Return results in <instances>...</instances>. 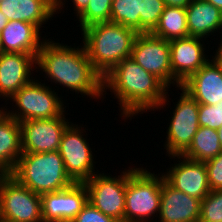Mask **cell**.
Returning a JSON list of instances; mask_svg holds the SVG:
<instances>
[{
    "instance_id": "6da1fadb",
    "label": "cell",
    "mask_w": 222,
    "mask_h": 222,
    "mask_svg": "<svg viewBox=\"0 0 222 222\" xmlns=\"http://www.w3.org/2000/svg\"><path fill=\"white\" fill-rule=\"evenodd\" d=\"M102 90L103 99L106 90H110L118 99L120 116L124 120H131L138 113H147L148 110H161L168 105V92L171 91L159 78L131 58L122 60L103 76Z\"/></svg>"
},
{
    "instance_id": "7a4b0ae2",
    "label": "cell",
    "mask_w": 222,
    "mask_h": 222,
    "mask_svg": "<svg viewBox=\"0 0 222 222\" xmlns=\"http://www.w3.org/2000/svg\"><path fill=\"white\" fill-rule=\"evenodd\" d=\"M46 38L36 55L35 68L51 83L66 87L90 99L103 98V77L93 68L85 47L67 45ZM81 47V48H79ZM59 83V84H58Z\"/></svg>"
},
{
    "instance_id": "3957f363",
    "label": "cell",
    "mask_w": 222,
    "mask_h": 222,
    "mask_svg": "<svg viewBox=\"0 0 222 222\" xmlns=\"http://www.w3.org/2000/svg\"><path fill=\"white\" fill-rule=\"evenodd\" d=\"M81 33L88 58L102 77L119 62L130 58L138 34L129 27L110 21L88 26Z\"/></svg>"
},
{
    "instance_id": "277c9868",
    "label": "cell",
    "mask_w": 222,
    "mask_h": 222,
    "mask_svg": "<svg viewBox=\"0 0 222 222\" xmlns=\"http://www.w3.org/2000/svg\"><path fill=\"white\" fill-rule=\"evenodd\" d=\"M9 174L39 195L65 189L74 183L58 151L22 153Z\"/></svg>"
},
{
    "instance_id": "5b68a950",
    "label": "cell",
    "mask_w": 222,
    "mask_h": 222,
    "mask_svg": "<svg viewBox=\"0 0 222 222\" xmlns=\"http://www.w3.org/2000/svg\"><path fill=\"white\" fill-rule=\"evenodd\" d=\"M144 167H129L125 190L124 222H155L160 210L163 174ZM156 214V215H155Z\"/></svg>"
},
{
    "instance_id": "8992f818",
    "label": "cell",
    "mask_w": 222,
    "mask_h": 222,
    "mask_svg": "<svg viewBox=\"0 0 222 222\" xmlns=\"http://www.w3.org/2000/svg\"><path fill=\"white\" fill-rule=\"evenodd\" d=\"M35 79L33 78L9 99L10 102L15 103V108L12 110L4 106L2 108L18 122L53 119L61 117L66 112L65 102L61 96L59 97L58 93L45 82L41 83L37 78Z\"/></svg>"
},
{
    "instance_id": "52a82bcc",
    "label": "cell",
    "mask_w": 222,
    "mask_h": 222,
    "mask_svg": "<svg viewBox=\"0 0 222 222\" xmlns=\"http://www.w3.org/2000/svg\"><path fill=\"white\" fill-rule=\"evenodd\" d=\"M0 216L15 222H43L41 195L9 173L0 174Z\"/></svg>"
},
{
    "instance_id": "ba28073f",
    "label": "cell",
    "mask_w": 222,
    "mask_h": 222,
    "mask_svg": "<svg viewBox=\"0 0 222 222\" xmlns=\"http://www.w3.org/2000/svg\"><path fill=\"white\" fill-rule=\"evenodd\" d=\"M82 125L71 123L62 135L59 146L67 175L74 183H84L90 179L95 171V161L92 149L84 137L85 130Z\"/></svg>"
},
{
    "instance_id": "9c48e42d",
    "label": "cell",
    "mask_w": 222,
    "mask_h": 222,
    "mask_svg": "<svg viewBox=\"0 0 222 222\" xmlns=\"http://www.w3.org/2000/svg\"><path fill=\"white\" fill-rule=\"evenodd\" d=\"M107 174L96 173L84 182L88 191V202L106 216L124 222L128 169H124L117 177Z\"/></svg>"
},
{
    "instance_id": "30bf717a",
    "label": "cell",
    "mask_w": 222,
    "mask_h": 222,
    "mask_svg": "<svg viewBox=\"0 0 222 222\" xmlns=\"http://www.w3.org/2000/svg\"><path fill=\"white\" fill-rule=\"evenodd\" d=\"M182 93L174 104L173 115L167 127L166 142L163 145L168 156L181 155L191 144L199 129L198 113L199 103L188 94L181 86L178 90Z\"/></svg>"
},
{
    "instance_id": "8fae6325",
    "label": "cell",
    "mask_w": 222,
    "mask_h": 222,
    "mask_svg": "<svg viewBox=\"0 0 222 222\" xmlns=\"http://www.w3.org/2000/svg\"><path fill=\"white\" fill-rule=\"evenodd\" d=\"M130 58L154 74L168 88L171 84L173 86L169 41L151 33H138L132 45Z\"/></svg>"
},
{
    "instance_id": "7c38bea8",
    "label": "cell",
    "mask_w": 222,
    "mask_h": 222,
    "mask_svg": "<svg viewBox=\"0 0 222 222\" xmlns=\"http://www.w3.org/2000/svg\"><path fill=\"white\" fill-rule=\"evenodd\" d=\"M65 114L53 119L19 122L21 127L22 153L58 151L62 135L72 123L65 118Z\"/></svg>"
},
{
    "instance_id": "4fadbf2b",
    "label": "cell",
    "mask_w": 222,
    "mask_h": 222,
    "mask_svg": "<svg viewBox=\"0 0 222 222\" xmlns=\"http://www.w3.org/2000/svg\"><path fill=\"white\" fill-rule=\"evenodd\" d=\"M168 157L180 160L176 159L177 162L171 164L167 172L162 173L164 180L176 190L203 200L211 192L205 162L191 160L182 155Z\"/></svg>"
},
{
    "instance_id": "5bb4252c",
    "label": "cell",
    "mask_w": 222,
    "mask_h": 222,
    "mask_svg": "<svg viewBox=\"0 0 222 222\" xmlns=\"http://www.w3.org/2000/svg\"><path fill=\"white\" fill-rule=\"evenodd\" d=\"M204 41L192 36L169 41L173 87L181 86L210 60L209 55L205 54L208 50L205 49Z\"/></svg>"
},
{
    "instance_id": "9a60e30c",
    "label": "cell",
    "mask_w": 222,
    "mask_h": 222,
    "mask_svg": "<svg viewBox=\"0 0 222 222\" xmlns=\"http://www.w3.org/2000/svg\"><path fill=\"white\" fill-rule=\"evenodd\" d=\"M87 202L84 183H73L65 189L42 194L43 222H72Z\"/></svg>"
},
{
    "instance_id": "2e32d148",
    "label": "cell",
    "mask_w": 222,
    "mask_h": 222,
    "mask_svg": "<svg viewBox=\"0 0 222 222\" xmlns=\"http://www.w3.org/2000/svg\"><path fill=\"white\" fill-rule=\"evenodd\" d=\"M36 57L31 54L4 52L0 55V99H9L34 77ZM2 97V98H1Z\"/></svg>"
},
{
    "instance_id": "e0dca14e",
    "label": "cell",
    "mask_w": 222,
    "mask_h": 222,
    "mask_svg": "<svg viewBox=\"0 0 222 222\" xmlns=\"http://www.w3.org/2000/svg\"><path fill=\"white\" fill-rule=\"evenodd\" d=\"M201 201L176 190L163 180L158 222H199Z\"/></svg>"
},
{
    "instance_id": "ac0fdd59",
    "label": "cell",
    "mask_w": 222,
    "mask_h": 222,
    "mask_svg": "<svg viewBox=\"0 0 222 222\" xmlns=\"http://www.w3.org/2000/svg\"><path fill=\"white\" fill-rule=\"evenodd\" d=\"M181 87L199 104H218L222 100V68L211 59Z\"/></svg>"
},
{
    "instance_id": "d6986e66",
    "label": "cell",
    "mask_w": 222,
    "mask_h": 222,
    "mask_svg": "<svg viewBox=\"0 0 222 222\" xmlns=\"http://www.w3.org/2000/svg\"><path fill=\"white\" fill-rule=\"evenodd\" d=\"M0 11L8 21L32 23L39 29L57 14L56 0H1Z\"/></svg>"
},
{
    "instance_id": "ffe728a7",
    "label": "cell",
    "mask_w": 222,
    "mask_h": 222,
    "mask_svg": "<svg viewBox=\"0 0 222 222\" xmlns=\"http://www.w3.org/2000/svg\"><path fill=\"white\" fill-rule=\"evenodd\" d=\"M36 25L24 21H8L0 32L4 52L31 54L36 57L46 39ZM42 38V39H41Z\"/></svg>"
},
{
    "instance_id": "44dd1931",
    "label": "cell",
    "mask_w": 222,
    "mask_h": 222,
    "mask_svg": "<svg viewBox=\"0 0 222 222\" xmlns=\"http://www.w3.org/2000/svg\"><path fill=\"white\" fill-rule=\"evenodd\" d=\"M188 36L210 38L221 29L222 11L205 0H192L186 7Z\"/></svg>"
},
{
    "instance_id": "7402d4cb",
    "label": "cell",
    "mask_w": 222,
    "mask_h": 222,
    "mask_svg": "<svg viewBox=\"0 0 222 222\" xmlns=\"http://www.w3.org/2000/svg\"><path fill=\"white\" fill-rule=\"evenodd\" d=\"M22 155L20 123L0 110V174L10 173Z\"/></svg>"
},
{
    "instance_id": "603a6c76",
    "label": "cell",
    "mask_w": 222,
    "mask_h": 222,
    "mask_svg": "<svg viewBox=\"0 0 222 222\" xmlns=\"http://www.w3.org/2000/svg\"><path fill=\"white\" fill-rule=\"evenodd\" d=\"M151 34L167 41L189 37L186 8L166 6Z\"/></svg>"
},
{
    "instance_id": "cb8c5ba5",
    "label": "cell",
    "mask_w": 222,
    "mask_h": 222,
    "mask_svg": "<svg viewBox=\"0 0 222 222\" xmlns=\"http://www.w3.org/2000/svg\"><path fill=\"white\" fill-rule=\"evenodd\" d=\"M220 152L222 148L217 130L200 126L190 146L181 155L191 160L206 162Z\"/></svg>"
},
{
    "instance_id": "d4e9b609",
    "label": "cell",
    "mask_w": 222,
    "mask_h": 222,
    "mask_svg": "<svg viewBox=\"0 0 222 222\" xmlns=\"http://www.w3.org/2000/svg\"><path fill=\"white\" fill-rule=\"evenodd\" d=\"M166 5L163 0H136V16H140V33H151Z\"/></svg>"
},
{
    "instance_id": "484cf974",
    "label": "cell",
    "mask_w": 222,
    "mask_h": 222,
    "mask_svg": "<svg viewBox=\"0 0 222 222\" xmlns=\"http://www.w3.org/2000/svg\"><path fill=\"white\" fill-rule=\"evenodd\" d=\"M110 22L140 33V16H136V0H112Z\"/></svg>"
},
{
    "instance_id": "4316f807",
    "label": "cell",
    "mask_w": 222,
    "mask_h": 222,
    "mask_svg": "<svg viewBox=\"0 0 222 222\" xmlns=\"http://www.w3.org/2000/svg\"><path fill=\"white\" fill-rule=\"evenodd\" d=\"M112 0H90L86 9L77 17L81 31L88 26L111 21Z\"/></svg>"
},
{
    "instance_id": "83f0119b",
    "label": "cell",
    "mask_w": 222,
    "mask_h": 222,
    "mask_svg": "<svg viewBox=\"0 0 222 222\" xmlns=\"http://www.w3.org/2000/svg\"><path fill=\"white\" fill-rule=\"evenodd\" d=\"M199 222H222V190L211 191L201 201Z\"/></svg>"
},
{
    "instance_id": "f1b7e54d",
    "label": "cell",
    "mask_w": 222,
    "mask_h": 222,
    "mask_svg": "<svg viewBox=\"0 0 222 222\" xmlns=\"http://www.w3.org/2000/svg\"><path fill=\"white\" fill-rule=\"evenodd\" d=\"M199 126L218 130L222 125V100L215 105L199 104Z\"/></svg>"
},
{
    "instance_id": "f546056e",
    "label": "cell",
    "mask_w": 222,
    "mask_h": 222,
    "mask_svg": "<svg viewBox=\"0 0 222 222\" xmlns=\"http://www.w3.org/2000/svg\"><path fill=\"white\" fill-rule=\"evenodd\" d=\"M210 190H222V152L205 162Z\"/></svg>"
},
{
    "instance_id": "4dcf8cb0",
    "label": "cell",
    "mask_w": 222,
    "mask_h": 222,
    "mask_svg": "<svg viewBox=\"0 0 222 222\" xmlns=\"http://www.w3.org/2000/svg\"><path fill=\"white\" fill-rule=\"evenodd\" d=\"M72 222H119L106 216L91 203L87 202Z\"/></svg>"
},
{
    "instance_id": "1f68e13d",
    "label": "cell",
    "mask_w": 222,
    "mask_h": 222,
    "mask_svg": "<svg viewBox=\"0 0 222 222\" xmlns=\"http://www.w3.org/2000/svg\"><path fill=\"white\" fill-rule=\"evenodd\" d=\"M74 6V13L75 15L78 17L87 7L88 3L90 0H71ZM65 0H56V13L59 14L62 12L61 10H63L62 8L65 7ZM64 5V6H63Z\"/></svg>"
},
{
    "instance_id": "d6a6232c",
    "label": "cell",
    "mask_w": 222,
    "mask_h": 222,
    "mask_svg": "<svg viewBox=\"0 0 222 222\" xmlns=\"http://www.w3.org/2000/svg\"><path fill=\"white\" fill-rule=\"evenodd\" d=\"M166 6H176L186 8L192 0H163Z\"/></svg>"
},
{
    "instance_id": "836d02e7",
    "label": "cell",
    "mask_w": 222,
    "mask_h": 222,
    "mask_svg": "<svg viewBox=\"0 0 222 222\" xmlns=\"http://www.w3.org/2000/svg\"><path fill=\"white\" fill-rule=\"evenodd\" d=\"M220 39L221 40H219V41H221V42L217 43L219 45L217 48L218 50L215 49L216 53H214V56H212V59L222 68V36Z\"/></svg>"
},
{
    "instance_id": "e575fe53",
    "label": "cell",
    "mask_w": 222,
    "mask_h": 222,
    "mask_svg": "<svg viewBox=\"0 0 222 222\" xmlns=\"http://www.w3.org/2000/svg\"><path fill=\"white\" fill-rule=\"evenodd\" d=\"M8 18L0 11V32L6 27Z\"/></svg>"
},
{
    "instance_id": "d590c367",
    "label": "cell",
    "mask_w": 222,
    "mask_h": 222,
    "mask_svg": "<svg viewBox=\"0 0 222 222\" xmlns=\"http://www.w3.org/2000/svg\"><path fill=\"white\" fill-rule=\"evenodd\" d=\"M222 11V0H205Z\"/></svg>"
},
{
    "instance_id": "8d00e7d4",
    "label": "cell",
    "mask_w": 222,
    "mask_h": 222,
    "mask_svg": "<svg viewBox=\"0 0 222 222\" xmlns=\"http://www.w3.org/2000/svg\"><path fill=\"white\" fill-rule=\"evenodd\" d=\"M218 136H219V140H220V145L222 148V125L220 126V128L217 130Z\"/></svg>"
},
{
    "instance_id": "74e56055",
    "label": "cell",
    "mask_w": 222,
    "mask_h": 222,
    "mask_svg": "<svg viewBox=\"0 0 222 222\" xmlns=\"http://www.w3.org/2000/svg\"><path fill=\"white\" fill-rule=\"evenodd\" d=\"M0 222H15V221L8 220V219L3 218V217L0 216Z\"/></svg>"
},
{
    "instance_id": "f35d334b",
    "label": "cell",
    "mask_w": 222,
    "mask_h": 222,
    "mask_svg": "<svg viewBox=\"0 0 222 222\" xmlns=\"http://www.w3.org/2000/svg\"><path fill=\"white\" fill-rule=\"evenodd\" d=\"M4 53V49H3V46H2V40H1V37H0V55Z\"/></svg>"
}]
</instances>
